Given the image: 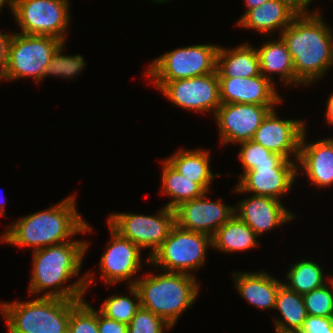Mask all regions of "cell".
Masks as SVG:
<instances>
[{
  "instance_id": "33",
  "label": "cell",
  "mask_w": 333,
  "mask_h": 333,
  "mask_svg": "<svg viewBox=\"0 0 333 333\" xmlns=\"http://www.w3.org/2000/svg\"><path fill=\"white\" fill-rule=\"evenodd\" d=\"M302 296L308 315L333 317V277L328 283Z\"/></svg>"
},
{
  "instance_id": "37",
  "label": "cell",
  "mask_w": 333,
  "mask_h": 333,
  "mask_svg": "<svg viewBox=\"0 0 333 333\" xmlns=\"http://www.w3.org/2000/svg\"><path fill=\"white\" fill-rule=\"evenodd\" d=\"M281 2L285 3L290 9H292L297 15L300 14H313L318 12L319 9L314 10L312 12L309 10L308 6L312 2V0H280Z\"/></svg>"
},
{
  "instance_id": "29",
  "label": "cell",
  "mask_w": 333,
  "mask_h": 333,
  "mask_svg": "<svg viewBox=\"0 0 333 333\" xmlns=\"http://www.w3.org/2000/svg\"><path fill=\"white\" fill-rule=\"evenodd\" d=\"M131 297L114 294L108 297L98 310L105 317L118 322L129 324L137 311L141 308L140 295L134 285L128 286Z\"/></svg>"
},
{
  "instance_id": "14",
  "label": "cell",
  "mask_w": 333,
  "mask_h": 333,
  "mask_svg": "<svg viewBox=\"0 0 333 333\" xmlns=\"http://www.w3.org/2000/svg\"><path fill=\"white\" fill-rule=\"evenodd\" d=\"M111 238L101 256L99 268L101 277L108 285L127 281V285H135L142 265L141 248L135 243L122 237L109 224Z\"/></svg>"
},
{
  "instance_id": "6",
  "label": "cell",
  "mask_w": 333,
  "mask_h": 333,
  "mask_svg": "<svg viewBox=\"0 0 333 333\" xmlns=\"http://www.w3.org/2000/svg\"><path fill=\"white\" fill-rule=\"evenodd\" d=\"M62 40L48 35L9 33L1 81L33 78L43 81L45 69Z\"/></svg>"
},
{
  "instance_id": "18",
  "label": "cell",
  "mask_w": 333,
  "mask_h": 333,
  "mask_svg": "<svg viewBox=\"0 0 333 333\" xmlns=\"http://www.w3.org/2000/svg\"><path fill=\"white\" fill-rule=\"evenodd\" d=\"M221 103L278 106L283 100L275 84L262 74L253 77H218Z\"/></svg>"
},
{
  "instance_id": "24",
  "label": "cell",
  "mask_w": 333,
  "mask_h": 333,
  "mask_svg": "<svg viewBox=\"0 0 333 333\" xmlns=\"http://www.w3.org/2000/svg\"><path fill=\"white\" fill-rule=\"evenodd\" d=\"M210 151L206 149L186 150L180 148L166 160L179 173L188 179L198 183L206 192L210 189L214 177L221 174H213L210 167Z\"/></svg>"
},
{
  "instance_id": "17",
  "label": "cell",
  "mask_w": 333,
  "mask_h": 333,
  "mask_svg": "<svg viewBox=\"0 0 333 333\" xmlns=\"http://www.w3.org/2000/svg\"><path fill=\"white\" fill-rule=\"evenodd\" d=\"M234 214L245 222L259 237L265 232L292 222L295 214L280 200L251 195L234 205Z\"/></svg>"
},
{
  "instance_id": "16",
  "label": "cell",
  "mask_w": 333,
  "mask_h": 333,
  "mask_svg": "<svg viewBox=\"0 0 333 333\" xmlns=\"http://www.w3.org/2000/svg\"><path fill=\"white\" fill-rule=\"evenodd\" d=\"M276 110L274 108L269 112L256 130L253 140L285 159L297 161L306 122L301 119H280Z\"/></svg>"
},
{
  "instance_id": "12",
  "label": "cell",
  "mask_w": 333,
  "mask_h": 333,
  "mask_svg": "<svg viewBox=\"0 0 333 333\" xmlns=\"http://www.w3.org/2000/svg\"><path fill=\"white\" fill-rule=\"evenodd\" d=\"M297 175V161L284 159L281 163L256 164L246 171L233 188L237 193H252L255 196H267L281 201L292 189Z\"/></svg>"
},
{
  "instance_id": "27",
  "label": "cell",
  "mask_w": 333,
  "mask_h": 333,
  "mask_svg": "<svg viewBox=\"0 0 333 333\" xmlns=\"http://www.w3.org/2000/svg\"><path fill=\"white\" fill-rule=\"evenodd\" d=\"M162 194L170 197L165 206L174 210L180 204L201 197L206 191L196 182L181 175L166 159L162 161Z\"/></svg>"
},
{
  "instance_id": "26",
  "label": "cell",
  "mask_w": 333,
  "mask_h": 333,
  "mask_svg": "<svg viewBox=\"0 0 333 333\" xmlns=\"http://www.w3.org/2000/svg\"><path fill=\"white\" fill-rule=\"evenodd\" d=\"M274 309L281 314L273 320L275 333L298 332L308 316L303 296L284 284L279 287Z\"/></svg>"
},
{
  "instance_id": "7",
  "label": "cell",
  "mask_w": 333,
  "mask_h": 333,
  "mask_svg": "<svg viewBox=\"0 0 333 333\" xmlns=\"http://www.w3.org/2000/svg\"><path fill=\"white\" fill-rule=\"evenodd\" d=\"M218 49L216 44H196L165 52L151 62L145 76L160 90L168 81L216 72Z\"/></svg>"
},
{
  "instance_id": "32",
  "label": "cell",
  "mask_w": 333,
  "mask_h": 333,
  "mask_svg": "<svg viewBox=\"0 0 333 333\" xmlns=\"http://www.w3.org/2000/svg\"><path fill=\"white\" fill-rule=\"evenodd\" d=\"M240 150L238 159L242 164L244 171L239 178L246 172L252 170L256 164L263 163H281L285 158L282 155L271 152L254 140H248L238 143Z\"/></svg>"
},
{
  "instance_id": "10",
  "label": "cell",
  "mask_w": 333,
  "mask_h": 333,
  "mask_svg": "<svg viewBox=\"0 0 333 333\" xmlns=\"http://www.w3.org/2000/svg\"><path fill=\"white\" fill-rule=\"evenodd\" d=\"M69 0H17L12 12L18 33L48 35L63 42L70 22Z\"/></svg>"
},
{
  "instance_id": "8",
  "label": "cell",
  "mask_w": 333,
  "mask_h": 333,
  "mask_svg": "<svg viewBox=\"0 0 333 333\" xmlns=\"http://www.w3.org/2000/svg\"><path fill=\"white\" fill-rule=\"evenodd\" d=\"M209 247H212L211 236L175 225L162 245L149 257V264L160 267L162 271L194 275L192 271L205 265Z\"/></svg>"
},
{
  "instance_id": "34",
  "label": "cell",
  "mask_w": 333,
  "mask_h": 333,
  "mask_svg": "<svg viewBox=\"0 0 333 333\" xmlns=\"http://www.w3.org/2000/svg\"><path fill=\"white\" fill-rule=\"evenodd\" d=\"M172 329L164 319L145 308H140L128 324V333H165Z\"/></svg>"
},
{
  "instance_id": "2",
  "label": "cell",
  "mask_w": 333,
  "mask_h": 333,
  "mask_svg": "<svg viewBox=\"0 0 333 333\" xmlns=\"http://www.w3.org/2000/svg\"><path fill=\"white\" fill-rule=\"evenodd\" d=\"M75 195L68 196L54 206L23 217L7 226L0 242L33 251L61 244L77 234L93 232L76 208ZM6 242V243H5Z\"/></svg>"
},
{
  "instance_id": "35",
  "label": "cell",
  "mask_w": 333,
  "mask_h": 333,
  "mask_svg": "<svg viewBox=\"0 0 333 333\" xmlns=\"http://www.w3.org/2000/svg\"><path fill=\"white\" fill-rule=\"evenodd\" d=\"M298 333H333V317L308 315Z\"/></svg>"
},
{
  "instance_id": "11",
  "label": "cell",
  "mask_w": 333,
  "mask_h": 333,
  "mask_svg": "<svg viewBox=\"0 0 333 333\" xmlns=\"http://www.w3.org/2000/svg\"><path fill=\"white\" fill-rule=\"evenodd\" d=\"M159 91L175 106L195 113L210 112L215 115L222 104L217 71L193 78L168 81Z\"/></svg>"
},
{
  "instance_id": "15",
  "label": "cell",
  "mask_w": 333,
  "mask_h": 333,
  "mask_svg": "<svg viewBox=\"0 0 333 333\" xmlns=\"http://www.w3.org/2000/svg\"><path fill=\"white\" fill-rule=\"evenodd\" d=\"M208 192L201 197L186 201L174 209L175 223L179 228L213 236L234 215V206L222 199L209 201Z\"/></svg>"
},
{
  "instance_id": "19",
  "label": "cell",
  "mask_w": 333,
  "mask_h": 333,
  "mask_svg": "<svg viewBox=\"0 0 333 333\" xmlns=\"http://www.w3.org/2000/svg\"><path fill=\"white\" fill-rule=\"evenodd\" d=\"M307 133L306 129L301 138L297 175L305 173L308 180L318 189L328 188L333 185V138L320 139L308 144Z\"/></svg>"
},
{
  "instance_id": "38",
  "label": "cell",
  "mask_w": 333,
  "mask_h": 333,
  "mask_svg": "<svg viewBox=\"0 0 333 333\" xmlns=\"http://www.w3.org/2000/svg\"><path fill=\"white\" fill-rule=\"evenodd\" d=\"M9 33H2L0 30V81L3 77L4 64H5V53H6V42Z\"/></svg>"
},
{
  "instance_id": "30",
  "label": "cell",
  "mask_w": 333,
  "mask_h": 333,
  "mask_svg": "<svg viewBox=\"0 0 333 333\" xmlns=\"http://www.w3.org/2000/svg\"><path fill=\"white\" fill-rule=\"evenodd\" d=\"M65 41L62 42L61 46L52 55L50 62L48 63L43 80L47 76L62 77L63 79H73L77 74L86 66V60L80 54L76 55H63L62 51L65 49Z\"/></svg>"
},
{
  "instance_id": "39",
  "label": "cell",
  "mask_w": 333,
  "mask_h": 333,
  "mask_svg": "<svg viewBox=\"0 0 333 333\" xmlns=\"http://www.w3.org/2000/svg\"><path fill=\"white\" fill-rule=\"evenodd\" d=\"M325 117L330 126L333 125V93L330 94L326 103Z\"/></svg>"
},
{
  "instance_id": "13",
  "label": "cell",
  "mask_w": 333,
  "mask_h": 333,
  "mask_svg": "<svg viewBox=\"0 0 333 333\" xmlns=\"http://www.w3.org/2000/svg\"><path fill=\"white\" fill-rule=\"evenodd\" d=\"M277 106L248 103H222L213 115L219 129L221 145L253 140L269 112Z\"/></svg>"
},
{
  "instance_id": "5",
  "label": "cell",
  "mask_w": 333,
  "mask_h": 333,
  "mask_svg": "<svg viewBox=\"0 0 333 333\" xmlns=\"http://www.w3.org/2000/svg\"><path fill=\"white\" fill-rule=\"evenodd\" d=\"M7 333H68L71 300L39 297L31 301L0 302Z\"/></svg>"
},
{
  "instance_id": "28",
  "label": "cell",
  "mask_w": 333,
  "mask_h": 333,
  "mask_svg": "<svg viewBox=\"0 0 333 333\" xmlns=\"http://www.w3.org/2000/svg\"><path fill=\"white\" fill-rule=\"evenodd\" d=\"M286 277L288 282L283 281V284L290 290L301 295L323 286L328 282V278H332L325 276L320 264L314 262V260L308 259H302L292 264L291 268H289V271L286 273Z\"/></svg>"
},
{
  "instance_id": "9",
  "label": "cell",
  "mask_w": 333,
  "mask_h": 333,
  "mask_svg": "<svg viewBox=\"0 0 333 333\" xmlns=\"http://www.w3.org/2000/svg\"><path fill=\"white\" fill-rule=\"evenodd\" d=\"M108 224L122 237L129 239L141 249H150L145 259L162 245L171 229L176 225L174 210L163 206L156 215L115 212L108 216Z\"/></svg>"
},
{
  "instance_id": "4",
  "label": "cell",
  "mask_w": 333,
  "mask_h": 333,
  "mask_svg": "<svg viewBox=\"0 0 333 333\" xmlns=\"http://www.w3.org/2000/svg\"><path fill=\"white\" fill-rule=\"evenodd\" d=\"M138 278L135 287L140 295L141 307L152 311L174 327L183 312L199 296L197 276L162 271Z\"/></svg>"
},
{
  "instance_id": "43",
  "label": "cell",
  "mask_w": 333,
  "mask_h": 333,
  "mask_svg": "<svg viewBox=\"0 0 333 333\" xmlns=\"http://www.w3.org/2000/svg\"><path fill=\"white\" fill-rule=\"evenodd\" d=\"M151 1L158 2L160 4V3H166V2L171 1V0H151Z\"/></svg>"
},
{
  "instance_id": "42",
  "label": "cell",
  "mask_w": 333,
  "mask_h": 333,
  "mask_svg": "<svg viewBox=\"0 0 333 333\" xmlns=\"http://www.w3.org/2000/svg\"><path fill=\"white\" fill-rule=\"evenodd\" d=\"M5 202L4 203H1L0 202V216H4L5 215Z\"/></svg>"
},
{
  "instance_id": "20",
  "label": "cell",
  "mask_w": 333,
  "mask_h": 333,
  "mask_svg": "<svg viewBox=\"0 0 333 333\" xmlns=\"http://www.w3.org/2000/svg\"><path fill=\"white\" fill-rule=\"evenodd\" d=\"M234 285L246 302L257 309H274L279 287L283 281L269 275L268 272L232 273Z\"/></svg>"
},
{
  "instance_id": "3",
  "label": "cell",
  "mask_w": 333,
  "mask_h": 333,
  "mask_svg": "<svg viewBox=\"0 0 333 333\" xmlns=\"http://www.w3.org/2000/svg\"><path fill=\"white\" fill-rule=\"evenodd\" d=\"M321 12L296 15L279 36L293 59L295 76L309 86L333 66V30Z\"/></svg>"
},
{
  "instance_id": "31",
  "label": "cell",
  "mask_w": 333,
  "mask_h": 333,
  "mask_svg": "<svg viewBox=\"0 0 333 333\" xmlns=\"http://www.w3.org/2000/svg\"><path fill=\"white\" fill-rule=\"evenodd\" d=\"M68 333H99L98 310L83 300H71Z\"/></svg>"
},
{
  "instance_id": "22",
  "label": "cell",
  "mask_w": 333,
  "mask_h": 333,
  "mask_svg": "<svg viewBox=\"0 0 333 333\" xmlns=\"http://www.w3.org/2000/svg\"><path fill=\"white\" fill-rule=\"evenodd\" d=\"M256 50L260 62V72L265 78L275 83L272 76L278 74L283 84L305 86L295 76L293 59L281 36L273 41L271 39L264 41L263 45Z\"/></svg>"
},
{
  "instance_id": "23",
  "label": "cell",
  "mask_w": 333,
  "mask_h": 333,
  "mask_svg": "<svg viewBox=\"0 0 333 333\" xmlns=\"http://www.w3.org/2000/svg\"><path fill=\"white\" fill-rule=\"evenodd\" d=\"M250 43L225 48L219 46L216 71L218 77H253L261 75L260 62L255 47Z\"/></svg>"
},
{
  "instance_id": "41",
  "label": "cell",
  "mask_w": 333,
  "mask_h": 333,
  "mask_svg": "<svg viewBox=\"0 0 333 333\" xmlns=\"http://www.w3.org/2000/svg\"><path fill=\"white\" fill-rule=\"evenodd\" d=\"M17 0H0V11H2V8H5V5H8L6 7H9L11 13L13 12Z\"/></svg>"
},
{
  "instance_id": "40",
  "label": "cell",
  "mask_w": 333,
  "mask_h": 333,
  "mask_svg": "<svg viewBox=\"0 0 333 333\" xmlns=\"http://www.w3.org/2000/svg\"><path fill=\"white\" fill-rule=\"evenodd\" d=\"M269 0H244V3L246 5L245 8H247L245 10V12L243 13L242 16H240V19L251 9L257 8L260 5H263L265 2H267Z\"/></svg>"
},
{
  "instance_id": "21",
  "label": "cell",
  "mask_w": 333,
  "mask_h": 333,
  "mask_svg": "<svg viewBox=\"0 0 333 333\" xmlns=\"http://www.w3.org/2000/svg\"><path fill=\"white\" fill-rule=\"evenodd\" d=\"M297 14L280 0H269L257 8L249 10L241 19H238L236 26L244 29L255 30L256 32L269 35L273 38L275 31L281 32L291 24Z\"/></svg>"
},
{
  "instance_id": "36",
  "label": "cell",
  "mask_w": 333,
  "mask_h": 333,
  "mask_svg": "<svg viewBox=\"0 0 333 333\" xmlns=\"http://www.w3.org/2000/svg\"><path fill=\"white\" fill-rule=\"evenodd\" d=\"M99 333H128V325L109 319L98 311Z\"/></svg>"
},
{
  "instance_id": "1",
  "label": "cell",
  "mask_w": 333,
  "mask_h": 333,
  "mask_svg": "<svg viewBox=\"0 0 333 333\" xmlns=\"http://www.w3.org/2000/svg\"><path fill=\"white\" fill-rule=\"evenodd\" d=\"M86 240L67 241L44 247L32 252V273L29 283V296L39 294L41 297H55L68 300H83L95 276L90 272L83 274L71 284L70 279L81 273V266L86 251ZM70 282L69 285L64 284ZM64 286V287H63ZM51 289V290H50ZM48 290V291H45Z\"/></svg>"
},
{
  "instance_id": "25",
  "label": "cell",
  "mask_w": 333,
  "mask_h": 333,
  "mask_svg": "<svg viewBox=\"0 0 333 333\" xmlns=\"http://www.w3.org/2000/svg\"><path fill=\"white\" fill-rule=\"evenodd\" d=\"M259 236L236 214L212 236V249L223 253L246 251L258 246Z\"/></svg>"
}]
</instances>
